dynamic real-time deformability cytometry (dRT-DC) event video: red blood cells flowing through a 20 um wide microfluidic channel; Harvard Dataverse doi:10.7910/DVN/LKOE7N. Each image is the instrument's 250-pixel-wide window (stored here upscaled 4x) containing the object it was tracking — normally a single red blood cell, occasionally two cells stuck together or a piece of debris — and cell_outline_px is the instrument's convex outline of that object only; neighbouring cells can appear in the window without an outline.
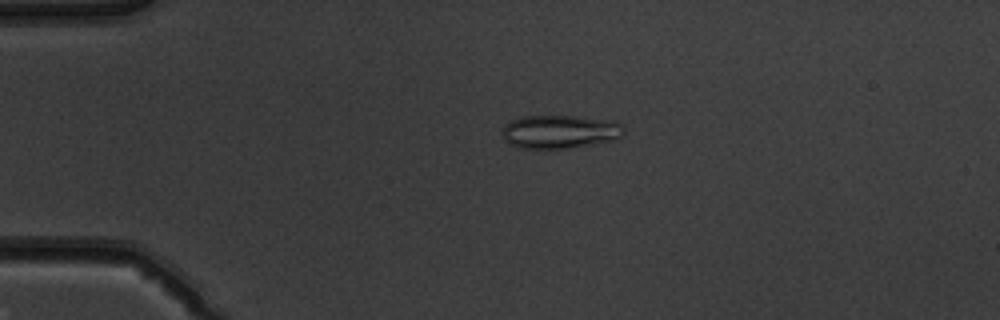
{"species": "common noctule bat (a hibernating species)", "species_latin": "Nyctalus noctula", "temperature_condition": "warm", "stored_images_in_passage": 44, "camera_frame_rate_fps": 3000, "um_per_image_px": 0.085, "animal": {"sex": "male", "body_mass_g": 19.5, "forearm_length_mm": 54.6}, "frame": {"image": 1, "passage_image": 6, "time_ms": 1.667, "image_size_px": [1000, 320], "cell_outline_px": [[624, 136], [616, 140], [596, 144], [544, 152], [516, 148], [504, 140], [500, 132], [500, 128], [504, 124], [512, 120], [524, 116], [576, 116], [616, 120], [624, 128]], "centroid_in_image_um": [47.55, 11.24], "position_along_channel_um": 37.4, "area_um2": 25.09}}
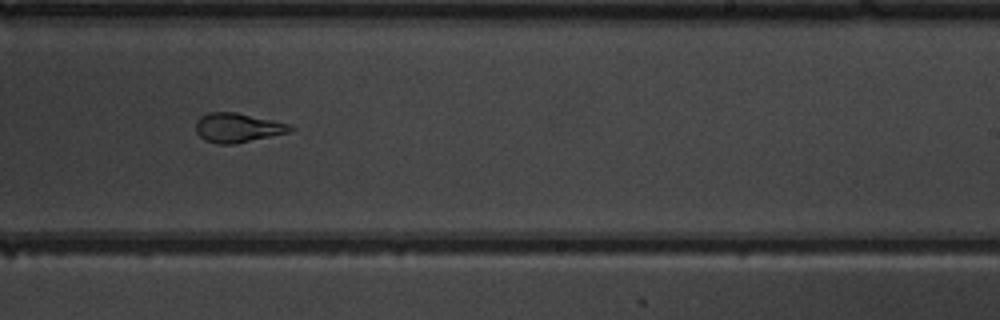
{"frame": {"image": 2, "passage_image": 26, "time_ms": 8.333, "image_size_px": [1000, 320], "cell_outline_px": [[296, 128], [288, 132], [232, 144], [216, 144], [204, 140], [196, 132], [196, 120], [200, 116], [208, 112], [236, 112], [292, 124]], "centroid_in_image_um": [20.18, 10.84], "position_along_channel_um": 268.8, "area_um2": 16.13}}
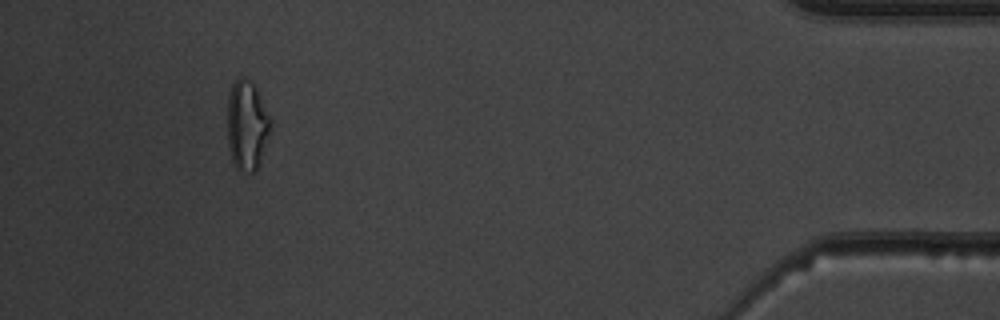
{"frame": {"image": 3, "passage_image": 41, "time_ms": 13.333, "image_size_px": [1000, 320], "cell_outline_px": [[272, 124], [260, 164], [256, 172], [240, 172], [236, 168], [232, 160], [228, 148], [228, 96], [232, 84], [240, 76], [244, 76], [252, 80], [260, 96]], "centroid_in_image_um": [20.99, 10.67], "position_along_channel_um": 414.2, "area_um2": 22.77}, "authors_computed_cell_mechanics": {"area_um2": 17.7157, "velocity_mm_per_s": 4.0691, "shape_relaxation_time_tau1_ms": 7.7548, "shape_relaxation_time_tau2_ms": 0.6266, "deformation_change_tau1": 0.2108, "deformation_change_tau2": 0.0636}}